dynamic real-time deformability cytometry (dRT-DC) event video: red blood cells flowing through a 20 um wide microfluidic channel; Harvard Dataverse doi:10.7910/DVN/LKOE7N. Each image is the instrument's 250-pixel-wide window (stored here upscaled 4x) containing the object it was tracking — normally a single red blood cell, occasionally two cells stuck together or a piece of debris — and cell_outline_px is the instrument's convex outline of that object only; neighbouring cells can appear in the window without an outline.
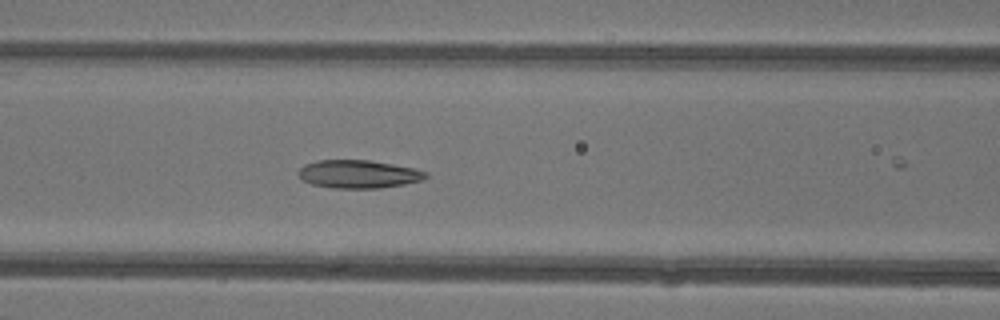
{"species": "common noctule bat (a hibernating species)", "species_latin": "Nyctalus noctula", "temperature_condition": "warm", "stored_images_in_passage": 25, "camera_frame_rate_fps": 3000, "um_per_image_px": 0.085, "animal": {"sex": "female"}, "frame": {"image": 1, "passage_image": 21, "time_ms": 6.667, "image_size_px": [1000, 320], "cell_outline_px": [[428, 176], [424, 180], [404, 184], [380, 188], [332, 188], [312, 184], [304, 180], [296, 172], [304, 164], [316, 160], [368, 160], [416, 168], [428, 172]], "centroid_in_image_um": [30.49, 14.79], "position_along_channel_um": 136.1, "area_um2": 20.98}}
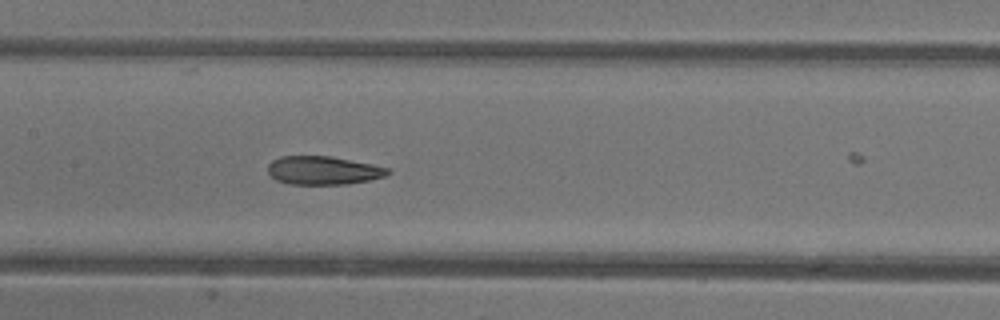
{"frame": {"image": 2, "passage_image": 24, "time_ms": 7.667, "image_size_px": [1000, 320], "cell_outline_px": [[392, 172], [384, 176], [368, 180], [348, 184], [288, 184], [276, 180], [268, 172], [268, 164], [272, 160], [280, 156], [328, 156], [372, 164], [388, 168]], "centroid_in_image_um": [27.45, 14.48], "position_along_channel_um": 180.0, "area_um2": 19.77}}